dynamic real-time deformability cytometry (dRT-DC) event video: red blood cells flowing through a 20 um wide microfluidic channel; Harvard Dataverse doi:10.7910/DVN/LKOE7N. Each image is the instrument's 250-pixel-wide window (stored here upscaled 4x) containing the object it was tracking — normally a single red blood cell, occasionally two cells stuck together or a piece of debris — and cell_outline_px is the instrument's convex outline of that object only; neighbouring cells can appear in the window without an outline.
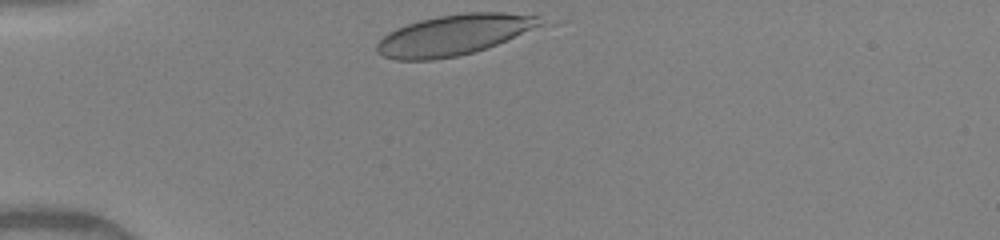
{"species": "human", "species_latin": "Homo sapiens", "temperature_condition": "warm", "stored_images_in_passage": 30, "camera_frame_rate_fps": 3000, "um_per_image_px": 0.085, "donor": {"sex": "female"}, "frame": {"image": 1, "passage_image": 1, "time_ms": 0.0, "image_size_px": [1000, 240], "cell_outline_px": [[568, 20], [560, 24], [472, 52], [456, 56], [432, 60], [396, 60], [384, 56], [376, 52], [376, 44], [388, 32], [396, 28], [420, 20], [440, 16], [464, 12], [504, 12], [540, 16]], "centroid_in_image_um": [38.97, 2.92], "position_along_channel_um": 46.0, "area_um2": 40.52}}
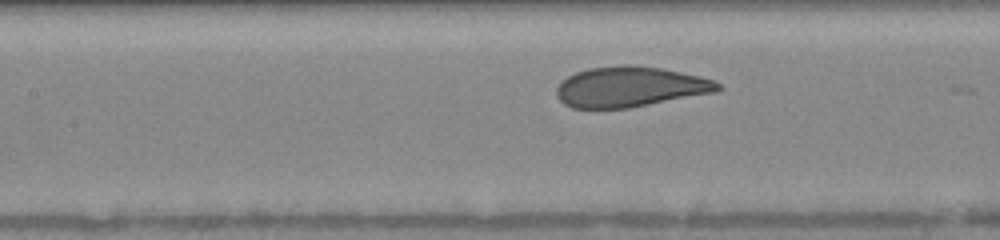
{"frame": {"image": 2, "passage_image": 11, "time_ms": 3.333, "image_size_px": [1000, 240], "cell_outline_px": [[724, 88], [712, 92], [628, 108], [572, 108], [564, 104], [556, 96], [556, 88], [568, 76], [576, 72], [588, 68], [620, 64], [628, 64], [660, 68], [700, 76], [712, 80], [720, 84]], "centroid_in_image_um": [53.51, 7.37], "position_along_channel_um": 153.9, "area_um2": 37.63}}
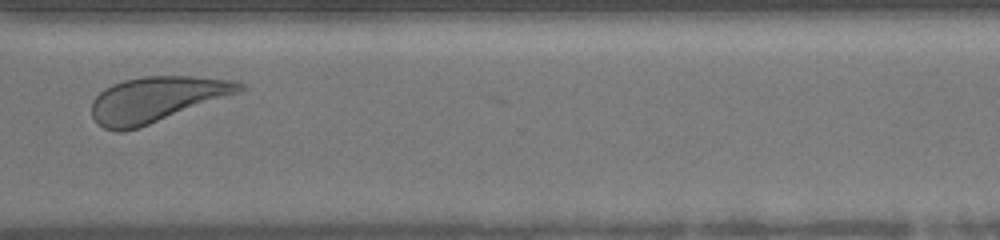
{"frame": {"image": 3, "passage_image": 26, "time_ms": 8.333, "image_size_px": [1000, 240], "cell_outline_px": [[244, 88], [240, 92], [148, 124], [136, 128], [120, 132], [116, 132], [104, 128], [92, 116], [92, 100], [104, 88], [112, 84], [124, 80], [144, 76], [192, 76], [236, 80], [244, 84]], "centroid_in_image_um": [13.29, 8.42], "position_along_channel_um": 357.3, "area_um2": 38.61}, "authors_computed_cell_mechanics": {"area_um2": 38.6682, "velocity_mm_per_s": 4.0749, "shape_relaxation_time_tau1_ms": 2.2813, "shape_relaxation_time_tau2_ms": null, "deformation_change_tau1": 0.1351, "deformation_change_tau2": null}}